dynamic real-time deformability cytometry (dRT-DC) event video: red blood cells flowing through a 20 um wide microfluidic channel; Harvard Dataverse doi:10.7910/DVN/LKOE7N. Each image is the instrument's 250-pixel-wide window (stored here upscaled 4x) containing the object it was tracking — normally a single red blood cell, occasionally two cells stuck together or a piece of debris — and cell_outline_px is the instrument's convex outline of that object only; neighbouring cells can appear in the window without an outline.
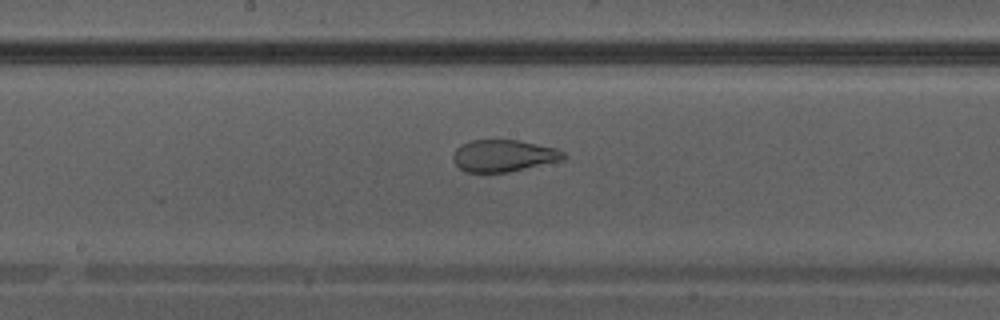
{"species": "Egyptian fruit bat (a non-hibernating species)", "species_latin": "Rousettus aegyptiacus", "temperature_condition": "warm", "stored_images_in_passage": 37, "camera_frame_rate_fps": 3000, "um_per_image_px": 0.085, "animal": {"sex": "male"}, "frame": {"image": 1, "passage_image": 22, "time_ms": 7.0, "image_size_px": [1000, 320], "cell_outline_px": [[568, 156], [564, 160], [508, 172], [464, 172], [452, 160], [452, 156], [456, 148], [460, 144], [468, 140], [520, 140], [556, 148], [564, 152]], "centroid_in_image_um": [42.8, 13.23], "position_along_channel_um": 205.4, "area_um2": 20.81}}
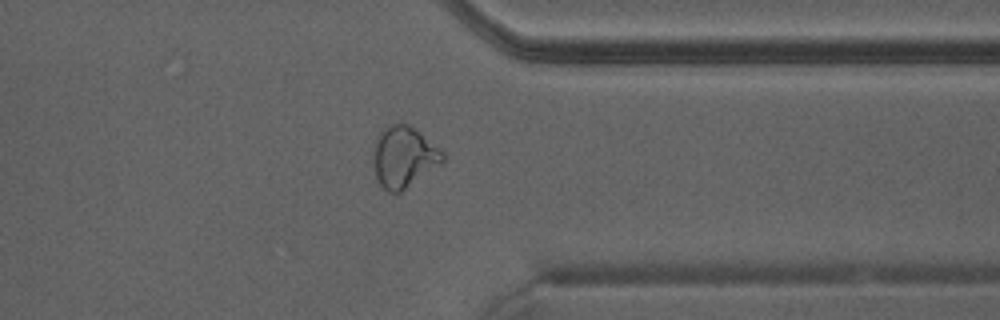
{"frame": {"image": 2, "passage_image": 32, "time_ms": 10.333, "image_size_px": [1000, 320], "cell_outline_px": [[444, 160], [440, 164], [400, 192], [388, 192], [380, 184], [376, 176], [376, 136], [384, 128], [392, 124], [408, 124], [440, 148], [444, 152]], "centroid_in_image_um": [34.36, 13.33], "position_along_channel_um": 377.0, "area_um2": 23.81}}